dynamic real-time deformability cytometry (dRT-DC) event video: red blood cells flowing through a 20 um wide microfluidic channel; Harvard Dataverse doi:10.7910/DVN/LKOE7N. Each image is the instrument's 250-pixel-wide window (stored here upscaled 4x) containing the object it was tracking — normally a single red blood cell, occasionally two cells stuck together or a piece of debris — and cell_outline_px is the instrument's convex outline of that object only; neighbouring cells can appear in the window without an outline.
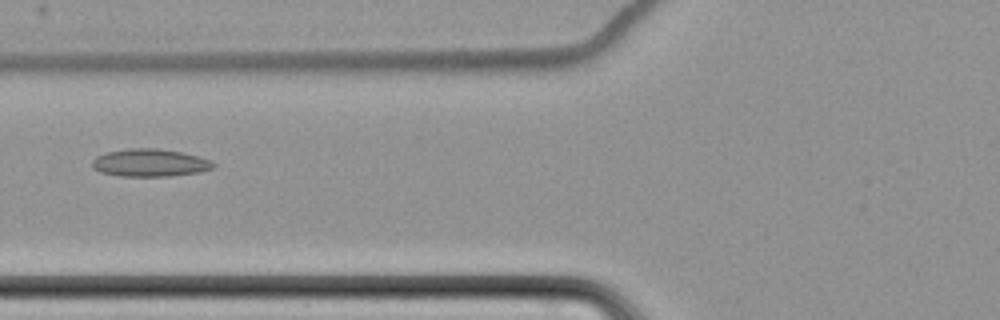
{"species": "common noctule bat (a hibernating species)", "species_latin": "Nyctalus noctula", "temperature_condition": "cold", "stored_images_in_passage": 7, "camera_frame_rate_fps": 3000, "um_per_image_px": 0.085, "animal": {"sex": "female", "body_mass_g": 22.7, "forearm_length_mm": 54.2}, "frame": {"image": 1, "passage_image": 7, "time_ms": 7.667, "image_size_px": [1000, 320], "cell_outline_px": [[216, 164], [212, 168], [200, 172], [172, 176], [120, 176], [100, 172], [92, 168], [92, 160], [96, 156], [104, 152], [132, 148], [156, 148], [180, 152], [212, 160]], "centroid_in_image_um": [12.72, 13.84], "position_along_channel_um": 113.1, "area_um2": 19.59}}